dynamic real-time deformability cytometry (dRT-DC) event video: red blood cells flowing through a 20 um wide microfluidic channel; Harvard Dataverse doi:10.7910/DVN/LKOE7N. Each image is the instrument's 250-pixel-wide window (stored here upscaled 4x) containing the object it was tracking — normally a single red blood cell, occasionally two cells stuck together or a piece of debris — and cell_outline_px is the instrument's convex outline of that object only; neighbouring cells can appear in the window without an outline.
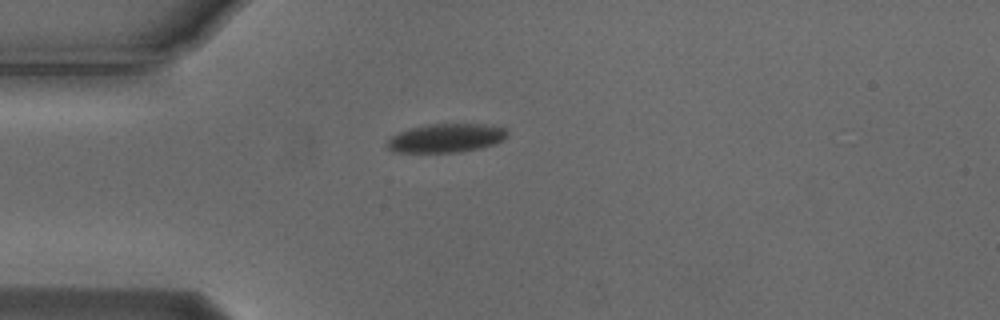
{"species": "Egyptian fruit bat (a non-hibernating species)", "species_latin": "Rousettus aegyptiacus", "temperature_condition": "cold", "stored_images_in_passage": 30, "camera_frame_rate_fps": 3000, "um_per_image_px": 0.085, "animal": {"sex": "male"}, "frame": {"image": 1, "passage_image": 1, "time_ms": 0.0, "image_size_px": [1000, 320], "cell_outline_px": [[508, 136], [492, 144], [480, 148], [460, 152], [392, 152], [388, 148], [388, 140], [392, 136], [400, 132], [412, 128], [428, 124], [480, 124], [504, 128], [508, 132]], "centroid_in_image_um": [37.9, 11.74], "position_along_channel_um": 47.1, "area_um2": 19.77}}
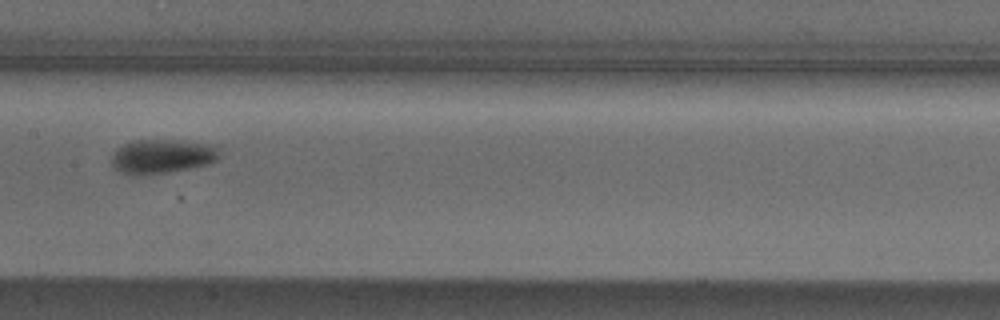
{"frame": {"image": 2, "passage_image": 14, "time_ms": 4.333, "image_size_px": [1000, 320], "cell_outline_px": [[220, 156], [216, 160], [208, 164], [168, 172], [132, 176], [120, 172], [112, 168], [112, 152], [116, 148], [124, 144], [136, 140], [180, 140], [216, 144], [220, 148]], "centroid_in_image_um": [13.78, 13.28], "position_along_channel_um": 193.6, "area_um2": 21.91}}
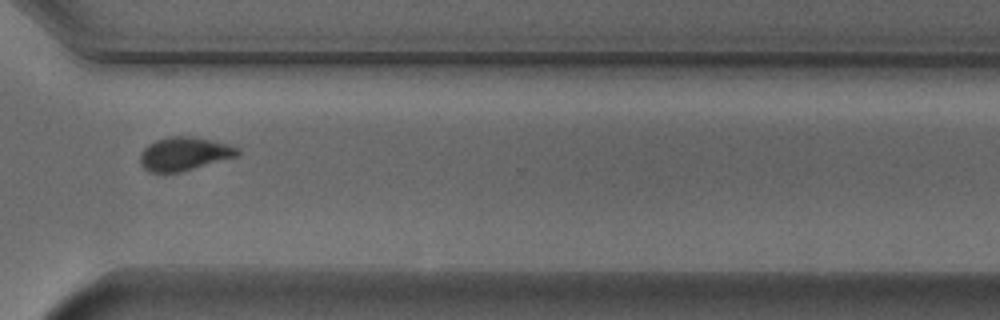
{"frame": {"image": 3, "passage_image": 27, "time_ms": 8.667, "image_size_px": [1000, 320], "cell_outline_px": [[240, 156], [180, 172], [148, 172], [140, 164], [140, 156], [144, 148], [148, 144], [156, 140], [168, 136], [196, 136], [228, 144], [240, 148]], "centroid_in_image_um": [15.69, 13.06], "position_along_channel_um": 354.9, "area_um2": 19.25}, "authors_computed_cell_mechanics": {"area_um2": 20.6924, "velocity_mm_per_s": 3.7216, "shape_relaxation_time_tau1_ms": 2.2035, "shape_relaxation_time_tau2_ms": null, "deformation_change_tau1": 0.1081, "deformation_change_tau2": null}}